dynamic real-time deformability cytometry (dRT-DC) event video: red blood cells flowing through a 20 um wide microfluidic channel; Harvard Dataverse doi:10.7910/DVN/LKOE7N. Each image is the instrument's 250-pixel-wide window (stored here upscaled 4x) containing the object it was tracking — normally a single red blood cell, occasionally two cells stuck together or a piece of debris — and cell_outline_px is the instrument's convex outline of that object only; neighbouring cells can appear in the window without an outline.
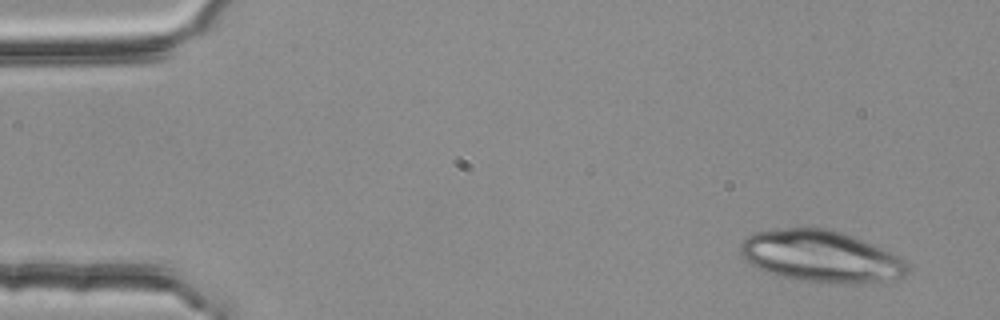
{"species": "common noctule bat (a hibernating species)", "species_latin": "Nyctalus noctula", "temperature_condition": "room temperature", "stored_images_in_passage": 3, "camera_frame_rate_fps": 3000, "um_per_image_px": 0.085, "animal": {"sex": "female", "body_mass_g": 25.1}, "frame": {"image": 1, "passage_image": 1, "time_ms": 0.0, "image_size_px": [1000, 320], "cell_outline_px": [[908, 272], [904, 276], [880, 280], [852, 284], [832, 284], [800, 280], [780, 276], [768, 272], [744, 260], [740, 256], [740, 244], [752, 232], [776, 228], [832, 228], [872, 244], [904, 260], [908, 264]], "centroid_in_image_um": [69.72, 21.78], "position_along_channel_um": 15.3, "area_um2": 50.11}}